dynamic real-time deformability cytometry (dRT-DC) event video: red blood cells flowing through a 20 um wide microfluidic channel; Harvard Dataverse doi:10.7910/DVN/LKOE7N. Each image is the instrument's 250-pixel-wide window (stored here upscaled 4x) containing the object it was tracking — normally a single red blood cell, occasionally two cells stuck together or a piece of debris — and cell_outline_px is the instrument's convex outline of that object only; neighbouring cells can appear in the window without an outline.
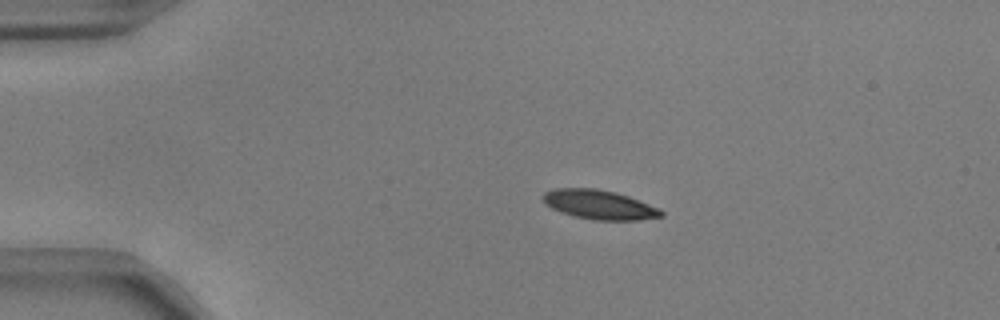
{"species": "common noctule bat (a hibernating species)", "species_latin": "Nyctalus noctula", "temperature_condition": "warm", "stored_images_in_passage": 44, "camera_frame_rate_fps": 3000, "um_per_image_px": 0.085, "animal": {"sex": "male", "body_mass_g": 17.9, "forearm_length_mm": 54.2}, "frame": {"image": 1, "passage_image": 1, "time_ms": 0.0, "image_size_px": [1000, 320], "cell_outline_px": [[664, 216], [640, 220], [592, 220], [560, 212], [544, 204], [540, 196], [544, 192], [552, 188], [596, 188], [616, 192], [628, 196], [660, 208], [664, 212]], "centroid_in_image_um": [50.91, 17.39], "position_along_channel_um": 34.1, "area_um2": 20.46}}
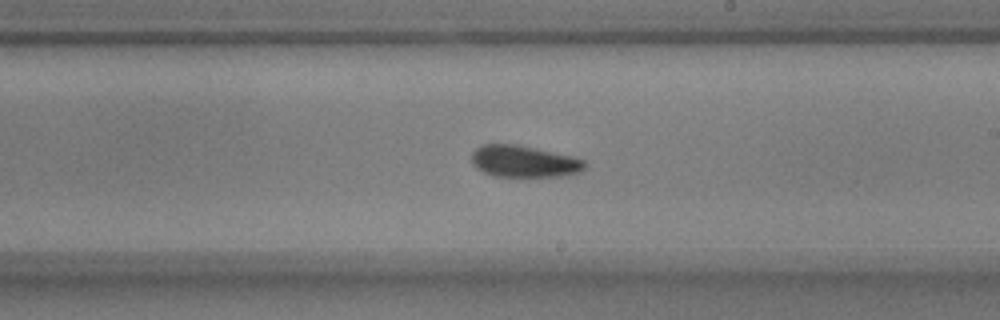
{"frame": {"image": 2, "passage_image": 22, "time_ms": 7.0, "image_size_px": [1000, 320], "cell_outline_px": [[588, 164], [580, 172], [564, 176], [492, 176], [476, 168], [472, 164], [472, 152], [476, 148], [484, 144], [520, 144], [572, 156], [584, 160]], "centroid_in_image_um": [44.55, 13.71], "position_along_channel_um": 244.5, "area_um2": 21.1}}
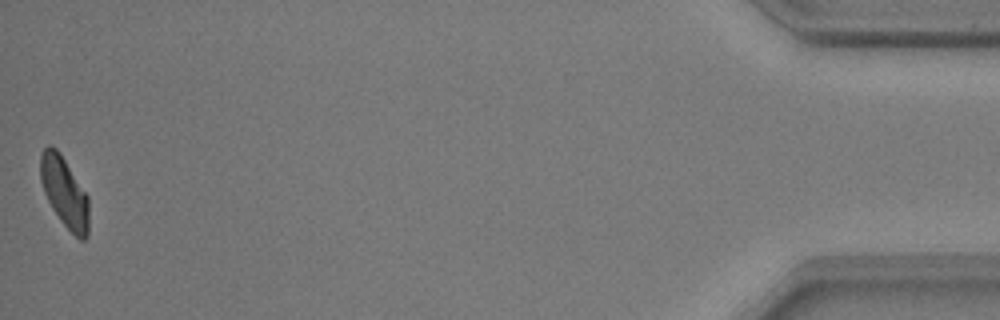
{"frame": {"image": 3, "passage_image": 44, "time_ms": 14.333, "image_size_px": [1000, 320], "cell_outline_px": [[88, 236], [84, 240], [80, 240], [60, 220], [52, 208], [44, 192], [40, 180], [40, 152], [48, 144], [52, 144], [60, 152], [88, 196]], "centroid_in_image_um": [5.46, 16.29], "position_along_channel_um": 429.7, "area_um2": 19.88}, "authors_computed_cell_mechanics": {"area_um2": 21.0681, "velocity_mm_per_s": 3.7192, "shape_relaxation_time_tau1_ms": 4.1764, "shape_relaxation_time_tau2_ms": 2.9029, "deformation_change_tau1": 0.1191, "deformation_change_tau2": 0.0862}}